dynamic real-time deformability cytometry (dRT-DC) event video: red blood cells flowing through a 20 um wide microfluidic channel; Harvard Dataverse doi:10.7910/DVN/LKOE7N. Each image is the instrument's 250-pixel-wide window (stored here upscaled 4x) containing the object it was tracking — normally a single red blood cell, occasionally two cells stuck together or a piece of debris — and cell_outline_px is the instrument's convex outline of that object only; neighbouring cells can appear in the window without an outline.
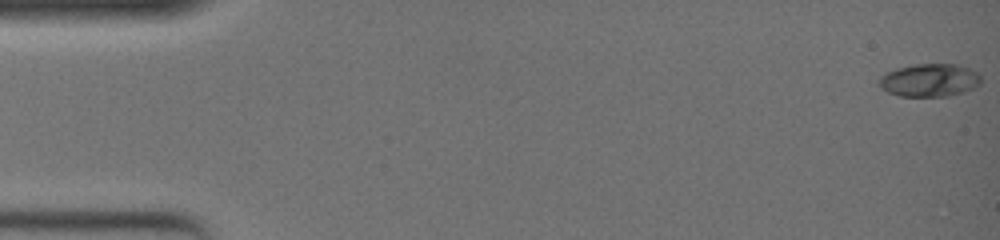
{"species": "common noctule bat (a hibernating species)", "species_latin": "Nyctalus noctula", "temperature_condition": "warm", "stored_images_in_passage": 51, "camera_frame_rate_fps": 3000, "um_per_image_px": 0.085, "animal": {"sex": "female", "body_mass_g": 19.0, "forearm_length_mm": 51.5}, "frame": {"image": 1, "passage_image": 1, "time_ms": 0.0, "image_size_px": [1000, 240], "cell_outline_px": [[980, 84], [964, 92], [948, 96], [900, 96], [888, 92], [880, 88], [876, 84], [880, 76], [884, 72], [896, 68], [916, 64], [956, 64], [968, 68], [976, 72], [980, 76]], "centroid_in_image_um": [78.94, 6.82], "position_along_channel_um": 6.1, "area_um2": 19.71}}
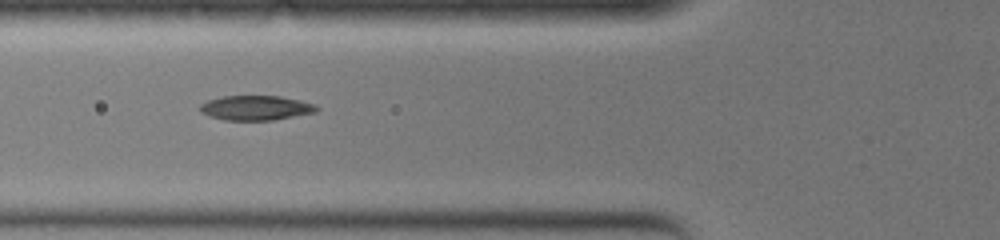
{"frame": {"image": 2, "passage_image": 21, "time_ms": 6.667, "image_size_px": [1000, 240], "cell_outline_px": [[320, 108], [316, 112], [272, 120], [224, 120], [200, 112], [200, 104], [208, 100], [224, 96], [280, 96], [300, 100], [312, 104]], "centroid_in_image_um": [21.74, 9.16], "position_along_channel_um": 104.1, "area_um2": 16.59}}
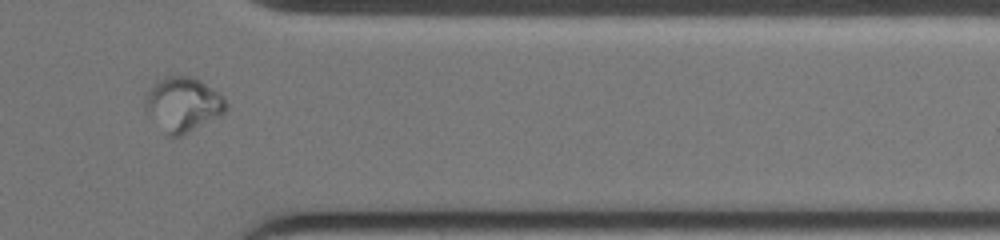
{"frame": {"image": 3, "passage_image": 44, "time_ms": 14.333, "image_size_px": [1000, 240], "cell_outline_px": [[228, 108], [220, 116], [172, 140], [144, 112], [144, 100], [148, 88], [156, 80], [164, 76], [192, 76], [200, 80], [224, 96], [228, 104]], "centroid_in_image_um": [15.51, 8.87], "position_along_channel_um": 395.9, "area_um2": 26.24}, "authors_computed_cell_mechanics": {"area_um2": 17.5712, "velocity_mm_per_s": 3.8209, "shape_relaxation_time_tau1_ms": null, "shape_relaxation_time_tau2_ms": 1.7646, "deformation_change_tau1": null, "deformation_change_tau2": 0.0437}}